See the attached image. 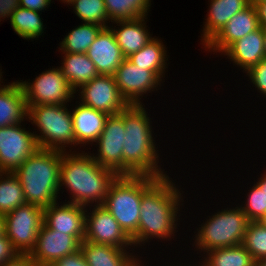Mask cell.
Masks as SVG:
<instances>
[{"label": "cell", "instance_id": "cell-3", "mask_svg": "<svg viewBox=\"0 0 266 266\" xmlns=\"http://www.w3.org/2000/svg\"><path fill=\"white\" fill-rule=\"evenodd\" d=\"M145 105H128L123 109L124 146L123 175H143L154 178L167 176L158 165L160 157L153 138L152 121Z\"/></svg>", "mask_w": 266, "mask_h": 266}, {"label": "cell", "instance_id": "cell-45", "mask_svg": "<svg viewBox=\"0 0 266 266\" xmlns=\"http://www.w3.org/2000/svg\"><path fill=\"white\" fill-rule=\"evenodd\" d=\"M264 33V49H265V58H266V28H263Z\"/></svg>", "mask_w": 266, "mask_h": 266}, {"label": "cell", "instance_id": "cell-44", "mask_svg": "<svg viewBox=\"0 0 266 266\" xmlns=\"http://www.w3.org/2000/svg\"><path fill=\"white\" fill-rule=\"evenodd\" d=\"M256 266H266V257L257 261Z\"/></svg>", "mask_w": 266, "mask_h": 266}, {"label": "cell", "instance_id": "cell-47", "mask_svg": "<svg viewBox=\"0 0 266 266\" xmlns=\"http://www.w3.org/2000/svg\"><path fill=\"white\" fill-rule=\"evenodd\" d=\"M141 262H143V261H141V260H140V263H139V264H140V266H144V264H143V263H141ZM173 265L175 266V264H173ZM173 265H170V266H173ZM196 265H197V264H195V265L193 264V266H196ZM168 266H169V265H168ZM177 266H182V265H180V264H178V263H177ZM184 266H186V264H184ZM187 266H191V264L189 265V263H188V265H187Z\"/></svg>", "mask_w": 266, "mask_h": 266}, {"label": "cell", "instance_id": "cell-43", "mask_svg": "<svg viewBox=\"0 0 266 266\" xmlns=\"http://www.w3.org/2000/svg\"><path fill=\"white\" fill-rule=\"evenodd\" d=\"M5 234V220L4 215L0 213V236Z\"/></svg>", "mask_w": 266, "mask_h": 266}, {"label": "cell", "instance_id": "cell-23", "mask_svg": "<svg viewBox=\"0 0 266 266\" xmlns=\"http://www.w3.org/2000/svg\"><path fill=\"white\" fill-rule=\"evenodd\" d=\"M147 19L148 17L144 16L136 19L114 21L113 23L120 27H110L115 35L117 44L126 58L132 53L138 52L154 38L148 32Z\"/></svg>", "mask_w": 266, "mask_h": 266}, {"label": "cell", "instance_id": "cell-48", "mask_svg": "<svg viewBox=\"0 0 266 266\" xmlns=\"http://www.w3.org/2000/svg\"><path fill=\"white\" fill-rule=\"evenodd\" d=\"M259 222L266 227V214L262 217V219Z\"/></svg>", "mask_w": 266, "mask_h": 266}, {"label": "cell", "instance_id": "cell-32", "mask_svg": "<svg viewBox=\"0 0 266 266\" xmlns=\"http://www.w3.org/2000/svg\"><path fill=\"white\" fill-rule=\"evenodd\" d=\"M67 5L84 23H93L103 28L110 27L104 0H71Z\"/></svg>", "mask_w": 266, "mask_h": 266}, {"label": "cell", "instance_id": "cell-6", "mask_svg": "<svg viewBox=\"0 0 266 266\" xmlns=\"http://www.w3.org/2000/svg\"><path fill=\"white\" fill-rule=\"evenodd\" d=\"M27 119L40 133L36 140L40 149L59 150L76 147L72 113L66 105H27ZM70 110V111H69ZM71 146V147H70Z\"/></svg>", "mask_w": 266, "mask_h": 266}, {"label": "cell", "instance_id": "cell-21", "mask_svg": "<svg viewBox=\"0 0 266 266\" xmlns=\"http://www.w3.org/2000/svg\"><path fill=\"white\" fill-rule=\"evenodd\" d=\"M71 109L72 122L74 126L76 147L93 144L99 138L104 129L108 115L104 112L92 109L81 102ZM83 144V145H82Z\"/></svg>", "mask_w": 266, "mask_h": 266}, {"label": "cell", "instance_id": "cell-28", "mask_svg": "<svg viewBox=\"0 0 266 266\" xmlns=\"http://www.w3.org/2000/svg\"><path fill=\"white\" fill-rule=\"evenodd\" d=\"M26 203L19 178L13 172H0V213L5 215Z\"/></svg>", "mask_w": 266, "mask_h": 266}, {"label": "cell", "instance_id": "cell-16", "mask_svg": "<svg viewBox=\"0 0 266 266\" xmlns=\"http://www.w3.org/2000/svg\"><path fill=\"white\" fill-rule=\"evenodd\" d=\"M255 5L250 4L236 13L227 24L204 46L205 51L221 55L237 40L260 28Z\"/></svg>", "mask_w": 266, "mask_h": 266}, {"label": "cell", "instance_id": "cell-7", "mask_svg": "<svg viewBox=\"0 0 266 266\" xmlns=\"http://www.w3.org/2000/svg\"><path fill=\"white\" fill-rule=\"evenodd\" d=\"M208 217L196 229L197 234L193 238L197 253L200 251L204 255L215 248L242 244L249 220L240 206L221 209Z\"/></svg>", "mask_w": 266, "mask_h": 266}, {"label": "cell", "instance_id": "cell-36", "mask_svg": "<svg viewBox=\"0 0 266 266\" xmlns=\"http://www.w3.org/2000/svg\"><path fill=\"white\" fill-rule=\"evenodd\" d=\"M18 252L12 246L10 239L3 234L0 236V266L13 259Z\"/></svg>", "mask_w": 266, "mask_h": 266}, {"label": "cell", "instance_id": "cell-14", "mask_svg": "<svg viewBox=\"0 0 266 266\" xmlns=\"http://www.w3.org/2000/svg\"><path fill=\"white\" fill-rule=\"evenodd\" d=\"M120 94L128 105H142L144 94L161 87V82L150 70L136 66L128 58L120 64L114 75Z\"/></svg>", "mask_w": 266, "mask_h": 266}, {"label": "cell", "instance_id": "cell-18", "mask_svg": "<svg viewBox=\"0 0 266 266\" xmlns=\"http://www.w3.org/2000/svg\"><path fill=\"white\" fill-rule=\"evenodd\" d=\"M86 54L100 75L114 76L116 69L126 58L110 27L99 31Z\"/></svg>", "mask_w": 266, "mask_h": 266}, {"label": "cell", "instance_id": "cell-42", "mask_svg": "<svg viewBox=\"0 0 266 266\" xmlns=\"http://www.w3.org/2000/svg\"><path fill=\"white\" fill-rule=\"evenodd\" d=\"M255 184L260 188L262 192H264V195L266 196V172H264V174H261L260 178H258Z\"/></svg>", "mask_w": 266, "mask_h": 266}, {"label": "cell", "instance_id": "cell-8", "mask_svg": "<svg viewBox=\"0 0 266 266\" xmlns=\"http://www.w3.org/2000/svg\"><path fill=\"white\" fill-rule=\"evenodd\" d=\"M5 234L19 254H30L44 223V208L26 203L4 215Z\"/></svg>", "mask_w": 266, "mask_h": 266}, {"label": "cell", "instance_id": "cell-33", "mask_svg": "<svg viewBox=\"0 0 266 266\" xmlns=\"http://www.w3.org/2000/svg\"><path fill=\"white\" fill-rule=\"evenodd\" d=\"M244 248L257 262L266 257V227L259 221H249L242 241Z\"/></svg>", "mask_w": 266, "mask_h": 266}, {"label": "cell", "instance_id": "cell-26", "mask_svg": "<svg viewBox=\"0 0 266 266\" xmlns=\"http://www.w3.org/2000/svg\"><path fill=\"white\" fill-rule=\"evenodd\" d=\"M166 49L162 40L154 37L138 52L132 53L127 58L136 66L150 70L162 82L165 80L163 79L166 73L165 69L168 68L169 57L167 56L169 55H167Z\"/></svg>", "mask_w": 266, "mask_h": 266}, {"label": "cell", "instance_id": "cell-11", "mask_svg": "<svg viewBox=\"0 0 266 266\" xmlns=\"http://www.w3.org/2000/svg\"><path fill=\"white\" fill-rule=\"evenodd\" d=\"M91 207H93L91 213L88 212V206L86 208L84 240L123 249L134 247L131 238L103 205Z\"/></svg>", "mask_w": 266, "mask_h": 266}, {"label": "cell", "instance_id": "cell-35", "mask_svg": "<svg viewBox=\"0 0 266 266\" xmlns=\"http://www.w3.org/2000/svg\"><path fill=\"white\" fill-rule=\"evenodd\" d=\"M261 95L266 97V58L246 72V76Z\"/></svg>", "mask_w": 266, "mask_h": 266}, {"label": "cell", "instance_id": "cell-19", "mask_svg": "<svg viewBox=\"0 0 266 266\" xmlns=\"http://www.w3.org/2000/svg\"><path fill=\"white\" fill-rule=\"evenodd\" d=\"M80 251L88 266H138L141 260L129 249L86 240L80 243Z\"/></svg>", "mask_w": 266, "mask_h": 266}, {"label": "cell", "instance_id": "cell-38", "mask_svg": "<svg viewBox=\"0 0 266 266\" xmlns=\"http://www.w3.org/2000/svg\"><path fill=\"white\" fill-rule=\"evenodd\" d=\"M18 7H20L19 0H0V22L2 19L5 20L6 17L11 18Z\"/></svg>", "mask_w": 266, "mask_h": 266}, {"label": "cell", "instance_id": "cell-9", "mask_svg": "<svg viewBox=\"0 0 266 266\" xmlns=\"http://www.w3.org/2000/svg\"><path fill=\"white\" fill-rule=\"evenodd\" d=\"M18 81L27 105H67V102L75 99V92L59 67L42 72L32 82Z\"/></svg>", "mask_w": 266, "mask_h": 266}, {"label": "cell", "instance_id": "cell-30", "mask_svg": "<svg viewBox=\"0 0 266 266\" xmlns=\"http://www.w3.org/2000/svg\"><path fill=\"white\" fill-rule=\"evenodd\" d=\"M42 13L18 7L10 18L14 32L23 39H37L44 33Z\"/></svg>", "mask_w": 266, "mask_h": 266}, {"label": "cell", "instance_id": "cell-13", "mask_svg": "<svg viewBox=\"0 0 266 266\" xmlns=\"http://www.w3.org/2000/svg\"><path fill=\"white\" fill-rule=\"evenodd\" d=\"M77 92L80 99L78 102L108 116L119 114L128 106L120 94L114 76L99 74Z\"/></svg>", "mask_w": 266, "mask_h": 266}, {"label": "cell", "instance_id": "cell-2", "mask_svg": "<svg viewBox=\"0 0 266 266\" xmlns=\"http://www.w3.org/2000/svg\"><path fill=\"white\" fill-rule=\"evenodd\" d=\"M69 150L62 151L59 177L60 190L65 186L71 195L67 202L89 206V210L93 204L103 205L118 175L96 162L91 153Z\"/></svg>", "mask_w": 266, "mask_h": 266}, {"label": "cell", "instance_id": "cell-40", "mask_svg": "<svg viewBox=\"0 0 266 266\" xmlns=\"http://www.w3.org/2000/svg\"><path fill=\"white\" fill-rule=\"evenodd\" d=\"M1 266H37L29 254H17L13 259Z\"/></svg>", "mask_w": 266, "mask_h": 266}, {"label": "cell", "instance_id": "cell-5", "mask_svg": "<svg viewBox=\"0 0 266 266\" xmlns=\"http://www.w3.org/2000/svg\"><path fill=\"white\" fill-rule=\"evenodd\" d=\"M158 179L143 175H119L110 185L103 206L130 238L138 231L142 195Z\"/></svg>", "mask_w": 266, "mask_h": 266}, {"label": "cell", "instance_id": "cell-37", "mask_svg": "<svg viewBox=\"0 0 266 266\" xmlns=\"http://www.w3.org/2000/svg\"><path fill=\"white\" fill-rule=\"evenodd\" d=\"M51 266H88L84 256L80 250L77 252L64 256L55 261Z\"/></svg>", "mask_w": 266, "mask_h": 266}, {"label": "cell", "instance_id": "cell-1", "mask_svg": "<svg viewBox=\"0 0 266 266\" xmlns=\"http://www.w3.org/2000/svg\"><path fill=\"white\" fill-rule=\"evenodd\" d=\"M171 179L169 175L159 178L142 195L138 231L131 237L134 248L145 246L144 243L153 238L169 241L178 232L179 211L183 206L180 202L184 200L179 187Z\"/></svg>", "mask_w": 266, "mask_h": 266}, {"label": "cell", "instance_id": "cell-15", "mask_svg": "<svg viewBox=\"0 0 266 266\" xmlns=\"http://www.w3.org/2000/svg\"><path fill=\"white\" fill-rule=\"evenodd\" d=\"M78 250H80V242L74 236L56 232L43 224L35 247L29 255L37 266H51L58 259Z\"/></svg>", "mask_w": 266, "mask_h": 266}, {"label": "cell", "instance_id": "cell-27", "mask_svg": "<svg viewBox=\"0 0 266 266\" xmlns=\"http://www.w3.org/2000/svg\"><path fill=\"white\" fill-rule=\"evenodd\" d=\"M200 266H256V262L242 244L215 248L204 253Z\"/></svg>", "mask_w": 266, "mask_h": 266}, {"label": "cell", "instance_id": "cell-12", "mask_svg": "<svg viewBox=\"0 0 266 266\" xmlns=\"http://www.w3.org/2000/svg\"><path fill=\"white\" fill-rule=\"evenodd\" d=\"M124 122L123 110L116 115L106 118L104 129L99 138L93 144L98 147L93 154V159L101 166L115 172L118 176L123 175V146H124Z\"/></svg>", "mask_w": 266, "mask_h": 266}, {"label": "cell", "instance_id": "cell-22", "mask_svg": "<svg viewBox=\"0 0 266 266\" xmlns=\"http://www.w3.org/2000/svg\"><path fill=\"white\" fill-rule=\"evenodd\" d=\"M27 115L28 107L20 82L0 83V128L20 124L28 120Z\"/></svg>", "mask_w": 266, "mask_h": 266}, {"label": "cell", "instance_id": "cell-24", "mask_svg": "<svg viewBox=\"0 0 266 266\" xmlns=\"http://www.w3.org/2000/svg\"><path fill=\"white\" fill-rule=\"evenodd\" d=\"M249 5L248 0H210L200 39L202 45L205 46L236 13Z\"/></svg>", "mask_w": 266, "mask_h": 266}, {"label": "cell", "instance_id": "cell-20", "mask_svg": "<svg viewBox=\"0 0 266 266\" xmlns=\"http://www.w3.org/2000/svg\"><path fill=\"white\" fill-rule=\"evenodd\" d=\"M222 55L227 56L246 73L265 58L263 28L260 27L235 41Z\"/></svg>", "mask_w": 266, "mask_h": 266}, {"label": "cell", "instance_id": "cell-31", "mask_svg": "<svg viewBox=\"0 0 266 266\" xmlns=\"http://www.w3.org/2000/svg\"><path fill=\"white\" fill-rule=\"evenodd\" d=\"M109 22L147 17L151 0H104Z\"/></svg>", "mask_w": 266, "mask_h": 266}, {"label": "cell", "instance_id": "cell-50", "mask_svg": "<svg viewBox=\"0 0 266 266\" xmlns=\"http://www.w3.org/2000/svg\"><path fill=\"white\" fill-rule=\"evenodd\" d=\"M1 71H2V68L0 69V80L3 78V77H2V73H3V72H1Z\"/></svg>", "mask_w": 266, "mask_h": 266}, {"label": "cell", "instance_id": "cell-39", "mask_svg": "<svg viewBox=\"0 0 266 266\" xmlns=\"http://www.w3.org/2000/svg\"><path fill=\"white\" fill-rule=\"evenodd\" d=\"M20 7L25 9H30L37 12H42L46 10L52 3V0H19Z\"/></svg>", "mask_w": 266, "mask_h": 266}, {"label": "cell", "instance_id": "cell-41", "mask_svg": "<svg viewBox=\"0 0 266 266\" xmlns=\"http://www.w3.org/2000/svg\"><path fill=\"white\" fill-rule=\"evenodd\" d=\"M260 26L266 28V1L255 4Z\"/></svg>", "mask_w": 266, "mask_h": 266}, {"label": "cell", "instance_id": "cell-46", "mask_svg": "<svg viewBox=\"0 0 266 266\" xmlns=\"http://www.w3.org/2000/svg\"><path fill=\"white\" fill-rule=\"evenodd\" d=\"M250 4L252 5H255L256 3H259V2H264L266 0H248Z\"/></svg>", "mask_w": 266, "mask_h": 266}, {"label": "cell", "instance_id": "cell-4", "mask_svg": "<svg viewBox=\"0 0 266 266\" xmlns=\"http://www.w3.org/2000/svg\"><path fill=\"white\" fill-rule=\"evenodd\" d=\"M61 160L62 151L39 148L13 172L27 203L44 208L58 202Z\"/></svg>", "mask_w": 266, "mask_h": 266}, {"label": "cell", "instance_id": "cell-34", "mask_svg": "<svg viewBox=\"0 0 266 266\" xmlns=\"http://www.w3.org/2000/svg\"><path fill=\"white\" fill-rule=\"evenodd\" d=\"M248 191L245 204L239 206L249 221H260L266 214V196L255 183Z\"/></svg>", "mask_w": 266, "mask_h": 266}, {"label": "cell", "instance_id": "cell-49", "mask_svg": "<svg viewBox=\"0 0 266 266\" xmlns=\"http://www.w3.org/2000/svg\"><path fill=\"white\" fill-rule=\"evenodd\" d=\"M60 1H62L63 3L68 4L71 0H60Z\"/></svg>", "mask_w": 266, "mask_h": 266}, {"label": "cell", "instance_id": "cell-25", "mask_svg": "<svg viewBox=\"0 0 266 266\" xmlns=\"http://www.w3.org/2000/svg\"><path fill=\"white\" fill-rule=\"evenodd\" d=\"M64 56L62 65L59 67L67 79L69 86L77 93L78 88L89 83L99 73L95 64L88 58L86 53H62Z\"/></svg>", "mask_w": 266, "mask_h": 266}, {"label": "cell", "instance_id": "cell-17", "mask_svg": "<svg viewBox=\"0 0 266 266\" xmlns=\"http://www.w3.org/2000/svg\"><path fill=\"white\" fill-rule=\"evenodd\" d=\"M86 207L65 202L62 205L55 202L44 207V225L56 232L74 236L80 243L85 236Z\"/></svg>", "mask_w": 266, "mask_h": 266}, {"label": "cell", "instance_id": "cell-10", "mask_svg": "<svg viewBox=\"0 0 266 266\" xmlns=\"http://www.w3.org/2000/svg\"><path fill=\"white\" fill-rule=\"evenodd\" d=\"M39 149L35 132L21 123L0 128V172H14Z\"/></svg>", "mask_w": 266, "mask_h": 266}, {"label": "cell", "instance_id": "cell-29", "mask_svg": "<svg viewBox=\"0 0 266 266\" xmlns=\"http://www.w3.org/2000/svg\"><path fill=\"white\" fill-rule=\"evenodd\" d=\"M102 28L97 24L82 23L59 42V49L63 53H86Z\"/></svg>", "mask_w": 266, "mask_h": 266}]
</instances>
